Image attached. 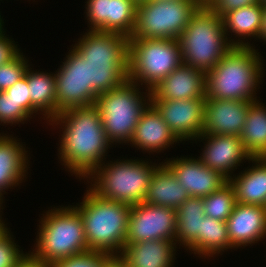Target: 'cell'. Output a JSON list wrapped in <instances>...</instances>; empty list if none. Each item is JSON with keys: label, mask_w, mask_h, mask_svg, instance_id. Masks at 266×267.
Listing matches in <instances>:
<instances>
[{"label": "cell", "mask_w": 266, "mask_h": 267, "mask_svg": "<svg viewBox=\"0 0 266 267\" xmlns=\"http://www.w3.org/2000/svg\"><path fill=\"white\" fill-rule=\"evenodd\" d=\"M49 122L65 128L59 157L70 172L85 178L101 163L104 164L102 161L111 143L94 105L67 109Z\"/></svg>", "instance_id": "6da1fadb"}, {"label": "cell", "mask_w": 266, "mask_h": 267, "mask_svg": "<svg viewBox=\"0 0 266 267\" xmlns=\"http://www.w3.org/2000/svg\"><path fill=\"white\" fill-rule=\"evenodd\" d=\"M73 48L86 59L88 83L98 95L128 80L129 37L89 29Z\"/></svg>", "instance_id": "7a4b0ae2"}, {"label": "cell", "mask_w": 266, "mask_h": 267, "mask_svg": "<svg viewBox=\"0 0 266 267\" xmlns=\"http://www.w3.org/2000/svg\"><path fill=\"white\" fill-rule=\"evenodd\" d=\"M259 53L252 46H233L206 73V97L224 100H257L254 94L262 81ZM260 80V81H259Z\"/></svg>", "instance_id": "3957f363"}, {"label": "cell", "mask_w": 266, "mask_h": 267, "mask_svg": "<svg viewBox=\"0 0 266 267\" xmlns=\"http://www.w3.org/2000/svg\"><path fill=\"white\" fill-rule=\"evenodd\" d=\"M225 36L222 17L200 6L178 38L182 62L207 73L233 46H251L239 39L228 41Z\"/></svg>", "instance_id": "277c9868"}, {"label": "cell", "mask_w": 266, "mask_h": 267, "mask_svg": "<svg viewBox=\"0 0 266 267\" xmlns=\"http://www.w3.org/2000/svg\"><path fill=\"white\" fill-rule=\"evenodd\" d=\"M74 208L83 221L89 250L117 257L125 246L131 205L101 198L89 188Z\"/></svg>", "instance_id": "5b68a950"}, {"label": "cell", "mask_w": 266, "mask_h": 267, "mask_svg": "<svg viewBox=\"0 0 266 267\" xmlns=\"http://www.w3.org/2000/svg\"><path fill=\"white\" fill-rule=\"evenodd\" d=\"M32 258L52 266L55 262L90 251L79 212L71 205L53 208L41 218Z\"/></svg>", "instance_id": "8992f818"}, {"label": "cell", "mask_w": 266, "mask_h": 267, "mask_svg": "<svg viewBox=\"0 0 266 267\" xmlns=\"http://www.w3.org/2000/svg\"><path fill=\"white\" fill-rule=\"evenodd\" d=\"M137 86L135 82L127 80L119 87L99 94L95 100L94 106L99 111L106 137L111 144L130 142L142 113L151 104L150 90H146L148 99L145 97L144 100Z\"/></svg>", "instance_id": "52a82bcc"}, {"label": "cell", "mask_w": 266, "mask_h": 267, "mask_svg": "<svg viewBox=\"0 0 266 267\" xmlns=\"http://www.w3.org/2000/svg\"><path fill=\"white\" fill-rule=\"evenodd\" d=\"M95 168L86 178H92L90 189L101 198L129 205L144 201L151 176L158 165L145 160H120ZM91 176V177H90ZM94 178V179H93Z\"/></svg>", "instance_id": "ba28073f"}, {"label": "cell", "mask_w": 266, "mask_h": 267, "mask_svg": "<svg viewBox=\"0 0 266 267\" xmlns=\"http://www.w3.org/2000/svg\"><path fill=\"white\" fill-rule=\"evenodd\" d=\"M182 63L178 39H129L128 80L148 90Z\"/></svg>", "instance_id": "9c48e42d"}, {"label": "cell", "mask_w": 266, "mask_h": 267, "mask_svg": "<svg viewBox=\"0 0 266 267\" xmlns=\"http://www.w3.org/2000/svg\"><path fill=\"white\" fill-rule=\"evenodd\" d=\"M199 7L194 0L141 3L129 39H178Z\"/></svg>", "instance_id": "30bf717a"}, {"label": "cell", "mask_w": 266, "mask_h": 267, "mask_svg": "<svg viewBox=\"0 0 266 267\" xmlns=\"http://www.w3.org/2000/svg\"><path fill=\"white\" fill-rule=\"evenodd\" d=\"M56 71V116L70 108L95 104L98 94L88 83L87 62L74 48Z\"/></svg>", "instance_id": "8fae6325"}, {"label": "cell", "mask_w": 266, "mask_h": 267, "mask_svg": "<svg viewBox=\"0 0 266 267\" xmlns=\"http://www.w3.org/2000/svg\"><path fill=\"white\" fill-rule=\"evenodd\" d=\"M176 239V210L146 204L131 205L125 244L141 241Z\"/></svg>", "instance_id": "7c38bea8"}, {"label": "cell", "mask_w": 266, "mask_h": 267, "mask_svg": "<svg viewBox=\"0 0 266 267\" xmlns=\"http://www.w3.org/2000/svg\"><path fill=\"white\" fill-rule=\"evenodd\" d=\"M151 104L179 141L196 140L203 134L205 99L151 100Z\"/></svg>", "instance_id": "4fadbf2b"}, {"label": "cell", "mask_w": 266, "mask_h": 267, "mask_svg": "<svg viewBox=\"0 0 266 267\" xmlns=\"http://www.w3.org/2000/svg\"><path fill=\"white\" fill-rule=\"evenodd\" d=\"M86 9L90 30L131 37L137 10L133 0H88Z\"/></svg>", "instance_id": "5bb4252c"}, {"label": "cell", "mask_w": 266, "mask_h": 267, "mask_svg": "<svg viewBox=\"0 0 266 267\" xmlns=\"http://www.w3.org/2000/svg\"><path fill=\"white\" fill-rule=\"evenodd\" d=\"M250 106L249 100L206 97L202 132L211 135L240 136Z\"/></svg>", "instance_id": "9a60e30c"}, {"label": "cell", "mask_w": 266, "mask_h": 267, "mask_svg": "<svg viewBox=\"0 0 266 267\" xmlns=\"http://www.w3.org/2000/svg\"><path fill=\"white\" fill-rule=\"evenodd\" d=\"M197 139H206L202 156L198 157L200 161L228 180L232 177L230 172L237 169L236 167L240 166L242 160L252 161L251 155L246 151L239 136L203 133Z\"/></svg>", "instance_id": "2e32d148"}, {"label": "cell", "mask_w": 266, "mask_h": 267, "mask_svg": "<svg viewBox=\"0 0 266 267\" xmlns=\"http://www.w3.org/2000/svg\"><path fill=\"white\" fill-rule=\"evenodd\" d=\"M176 176L190 197H206L219 190L229 180L205 166L200 159L179 158L164 163Z\"/></svg>", "instance_id": "e0dca14e"}, {"label": "cell", "mask_w": 266, "mask_h": 267, "mask_svg": "<svg viewBox=\"0 0 266 267\" xmlns=\"http://www.w3.org/2000/svg\"><path fill=\"white\" fill-rule=\"evenodd\" d=\"M151 100L206 98V73L184 63L150 90Z\"/></svg>", "instance_id": "ac0fdd59"}, {"label": "cell", "mask_w": 266, "mask_h": 267, "mask_svg": "<svg viewBox=\"0 0 266 267\" xmlns=\"http://www.w3.org/2000/svg\"><path fill=\"white\" fill-rule=\"evenodd\" d=\"M226 225L231 249L257 243L266 237V207L236 203Z\"/></svg>", "instance_id": "d6986e66"}, {"label": "cell", "mask_w": 266, "mask_h": 267, "mask_svg": "<svg viewBox=\"0 0 266 267\" xmlns=\"http://www.w3.org/2000/svg\"><path fill=\"white\" fill-rule=\"evenodd\" d=\"M175 245L164 239L125 244L117 258L125 267H172Z\"/></svg>", "instance_id": "ffe728a7"}, {"label": "cell", "mask_w": 266, "mask_h": 267, "mask_svg": "<svg viewBox=\"0 0 266 267\" xmlns=\"http://www.w3.org/2000/svg\"><path fill=\"white\" fill-rule=\"evenodd\" d=\"M179 140L171 132L158 110L150 104L142 113L135 127L130 144L138 149L160 152Z\"/></svg>", "instance_id": "44dd1931"}, {"label": "cell", "mask_w": 266, "mask_h": 267, "mask_svg": "<svg viewBox=\"0 0 266 267\" xmlns=\"http://www.w3.org/2000/svg\"><path fill=\"white\" fill-rule=\"evenodd\" d=\"M190 197L173 172L161 163L153 172L144 203L177 210Z\"/></svg>", "instance_id": "7402d4cb"}, {"label": "cell", "mask_w": 266, "mask_h": 267, "mask_svg": "<svg viewBox=\"0 0 266 267\" xmlns=\"http://www.w3.org/2000/svg\"><path fill=\"white\" fill-rule=\"evenodd\" d=\"M25 147L15 137L0 135V200L2 192L22 183L26 175L28 155Z\"/></svg>", "instance_id": "603a6c76"}, {"label": "cell", "mask_w": 266, "mask_h": 267, "mask_svg": "<svg viewBox=\"0 0 266 267\" xmlns=\"http://www.w3.org/2000/svg\"><path fill=\"white\" fill-rule=\"evenodd\" d=\"M253 161L257 165L231 177L229 182L235 190L237 203L266 207V157L252 158Z\"/></svg>", "instance_id": "cb8c5ba5"}, {"label": "cell", "mask_w": 266, "mask_h": 267, "mask_svg": "<svg viewBox=\"0 0 266 267\" xmlns=\"http://www.w3.org/2000/svg\"><path fill=\"white\" fill-rule=\"evenodd\" d=\"M205 216L201 197H189L176 210V239L194 254H198V232H201Z\"/></svg>", "instance_id": "d4e9b609"}, {"label": "cell", "mask_w": 266, "mask_h": 267, "mask_svg": "<svg viewBox=\"0 0 266 267\" xmlns=\"http://www.w3.org/2000/svg\"><path fill=\"white\" fill-rule=\"evenodd\" d=\"M30 70V71H29ZM27 77L30 97V116L38 111L43 112L46 119L56 117V79L55 74L33 72L27 69Z\"/></svg>", "instance_id": "484cf974"}, {"label": "cell", "mask_w": 266, "mask_h": 267, "mask_svg": "<svg viewBox=\"0 0 266 267\" xmlns=\"http://www.w3.org/2000/svg\"><path fill=\"white\" fill-rule=\"evenodd\" d=\"M251 101L246 121L239 136L252 158L266 157V107Z\"/></svg>", "instance_id": "4316f807"}, {"label": "cell", "mask_w": 266, "mask_h": 267, "mask_svg": "<svg viewBox=\"0 0 266 267\" xmlns=\"http://www.w3.org/2000/svg\"><path fill=\"white\" fill-rule=\"evenodd\" d=\"M263 4H253L241 7L225 13L222 16L223 27L226 38L228 32H233L238 37H256L259 38V32L262 25ZM230 30V31H228Z\"/></svg>", "instance_id": "83f0119b"}, {"label": "cell", "mask_w": 266, "mask_h": 267, "mask_svg": "<svg viewBox=\"0 0 266 267\" xmlns=\"http://www.w3.org/2000/svg\"><path fill=\"white\" fill-rule=\"evenodd\" d=\"M228 248L230 249V240L226 222L206 215L202 217L201 232H198V254L200 257H210L224 252Z\"/></svg>", "instance_id": "f1b7e54d"}, {"label": "cell", "mask_w": 266, "mask_h": 267, "mask_svg": "<svg viewBox=\"0 0 266 267\" xmlns=\"http://www.w3.org/2000/svg\"><path fill=\"white\" fill-rule=\"evenodd\" d=\"M203 202L206 216L226 222L237 203L235 190L232 184L228 181L219 190L203 197Z\"/></svg>", "instance_id": "f546056e"}, {"label": "cell", "mask_w": 266, "mask_h": 267, "mask_svg": "<svg viewBox=\"0 0 266 267\" xmlns=\"http://www.w3.org/2000/svg\"><path fill=\"white\" fill-rule=\"evenodd\" d=\"M114 258L109 253L90 250L59 260L51 267H106Z\"/></svg>", "instance_id": "4dcf8cb0"}, {"label": "cell", "mask_w": 266, "mask_h": 267, "mask_svg": "<svg viewBox=\"0 0 266 267\" xmlns=\"http://www.w3.org/2000/svg\"><path fill=\"white\" fill-rule=\"evenodd\" d=\"M24 58L19 52L9 62L0 66V91H6L25 76L29 65L27 64L28 60Z\"/></svg>", "instance_id": "1f68e13d"}, {"label": "cell", "mask_w": 266, "mask_h": 267, "mask_svg": "<svg viewBox=\"0 0 266 267\" xmlns=\"http://www.w3.org/2000/svg\"><path fill=\"white\" fill-rule=\"evenodd\" d=\"M26 255L19 250L9 230L0 237V267H16Z\"/></svg>", "instance_id": "d6a6232c"}, {"label": "cell", "mask_w": 266, "mask_h": 267, "mask_svg": "<svg viewBox=\"0 0 266 267\" xmlns=\"http://www.w3.org/2000/svg\"><path fill=\"white\" fill-rule=\"evenodd\" d=\"M30 116L4 91H0V123H23Z\"/></svg>", "instance_id": "836d02e7"}, {"label": "cell", "mask_w": 266, "mask_h": 267, "mask_svg": "<svg viewBox=\"0 0 266 267\" xmlns=\"http://www.w3.org/2000/svg\"><path fill=\"white\" fill-rule=\"evenodd\" d=\"M4 92L30 116V97L26 76L18 80L13 86L9 87Z\"/></svg>", "instance_id": "e575fe53"}, {"label": "cell", "mask_w": 266, "mask_h": 267, "mask_svg": "<svg viewBox=\"0 0 266 267\" xmlns=\"http://www.w3.org/2000/svg\"><path fill=\"white\" fill-rule=\"evenodd\" d=\"M261 0H213L208 6L214 13L223 16L225 13L241 8L260 3Z\"/></svg>", "instance_id": "d590c367"}, {"label": "cell", "mask_w": 266, "mask_h": 267, "mask_svg": "<svg viewBox=\"0 0 266 267\" xmlns=\"http://www.w3.org/2000/svg\"><path fill=\"white\" fill-rule=\"evenodd\" d=\"M17 47L11 39L5 36V33L0 35V66L9 62L20 52Z\"/></svg>", "instance_id": "8d00e7d4"}, {"label": "cell", "mask_w": 266, "mask_h": 267, "mask_svg": "<svg viewBox=\"0 0 266 267\" xmlns=\"http://www.w3.org/2000/svg\"><path fill=\"white\" fill-rule=\"evenodd\" d=\"M16 267H51L50 265L44 264L41 261H37L27 254L24 259Z\"/></svg>", "instance_id": "74e56055"}, {"label": "cell", "mask_w": 266, "mask_h": 267, "mask_svg": "<svg viewBox=\"0 0 266 267\" xmlns=\"http://www.w3.org/2000/svg\"><path fill=\"white\" fill-rule=\"evenodd\" d=\"M259 39L266 41V5L263 4V12H262V25L259 32Z\"/></svg>", "instance_id": "f35d334b"}, {"label": "cell", "mask_w": 266, "mask_h": 267, "mask_svg": "<svg viewBox=\"0 0 266 267\" xmlns=\"http://www.w3.org/2000/svg\"><path fill=\"white\" fill-rule=\"evenodd\" d=\"M106 267H125L117 257H115Z\"/></svg>", "instance_id": "ab89813d"}, {"label": "cell", "mask_w": 266, "mask_h": 267, "mask_svg": "<svg viewBox=\"0 0 266 267\" xmlns=\"http://www.w3.org/2000/svg\"><path fill=\"white\" fill-rule=\"evenodd\" d=\"M199 6H209L213 0H194Z\"/></svg>", "instance_id": "60d3db41"}, {"label": "cell", "mask_w": 266, "mask_h": 267, "mask_svg": "<svg viewBox=\"0 0 266 267\" xmlns=\"http://www.w3.org/2000/svg\"><path fill=\"white\" fill-rule=\"evenodd\" d=\"M8 230L7 227H5V224L1 221L0 216V237Z\"/></svg>", "instance_id": "b9f144b4"}, {"label": "cell", "mask_w": 266, "mask_h": 267, "mask_svg": "<svg viewBox=\"0 0 266 267\" xmlns=\"http://www.w3.org/2000/svg\"><path fill=\"white\" fill-rule=\"evenodd\" d=\"M2 22H3V20L1 19V15H0V35L2 33H4V31H3L4 29H3V25H2L3 23Z\"/></svg>", "instance_id": "7bdbcfd3"}, {"label": "cell", "mask_w": 266, "mask_h": 267, "mask_svg": "<svg viewBox=\"0 0 266 267\" xmlns=\"http://www.w3.org/2000/svg\"><path fill=\"white\" fill-rule=\"evenodd\" d=\"M137 5L148 2L149 0H133Z\"/></svg>", "instance_id": "ee69618b"}, {"label": "cell", "mask_w": 266, "mask_h": 267, "mask_svg": "<svg viewBox=\"0 0 266 267\" xmlns=\"http://www.w3.org/2000/svg\"><path fill=\"white\" fill-rule=\"evenodd\" d=\"M261 3L266 5V0H261Z\"/></svg>", "instance_id": "f6af8a7d"}, {"label": "cell", "mask_w": 266, "mask_h": 267, "mask_svg": "<svg viewBox=\"0 0 266 267\" xmlns=\"http://www.w3.org/2000/svg\"><path fill=\"white\" fill-rule=\"evenodd\" d=\"M155 1H171V0H155Z\"/></svg>", "instance_id": "bcb514c9"}]
</instances>
